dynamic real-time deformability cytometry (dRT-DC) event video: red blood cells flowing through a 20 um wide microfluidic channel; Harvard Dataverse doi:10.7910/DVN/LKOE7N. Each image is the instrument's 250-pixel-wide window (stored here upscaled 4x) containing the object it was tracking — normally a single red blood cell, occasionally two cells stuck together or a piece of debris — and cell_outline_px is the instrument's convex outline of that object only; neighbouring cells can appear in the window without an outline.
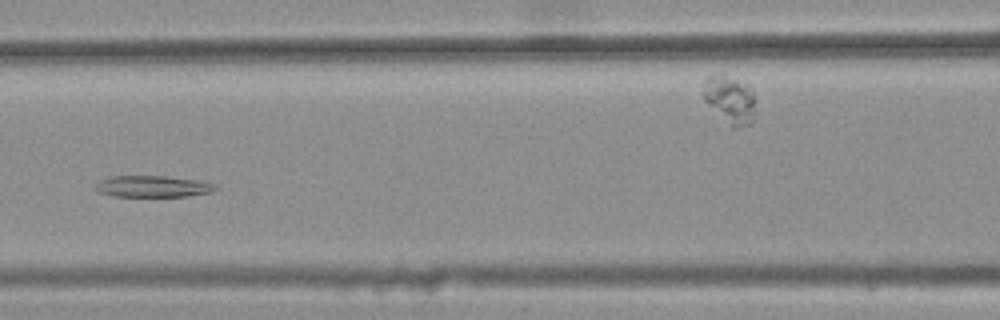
{"species": "common noctule bat (a hibernating species)", "species_latin": "Nyctalus noctula", "temperature_condition": "warm", "stored_images_in_passage": 41, "segment_of_instrument_passage": [2, 2], "camera_frame_rate_fps": 3000, "um_per_image_px": 0.085, "animal": {"sex": "female", "body_mass_g": 25.1}, "frame": {"image": 1, "passage_image": 20, "time_ms": 6.333, "image_size_px": [1000, 320], "cell_outline_px": [[220, 188], [212, 192], [188, 196], [112, 196], [100, 192], [96, 188], [96, 184], [100, 180], [112, 176], [164, 176], [200, 180], [216, 184]], "centroid_in_image_um": [13.06, 15.84], "position_along_channel_um": 153.5, "area_um2": 15.03}}
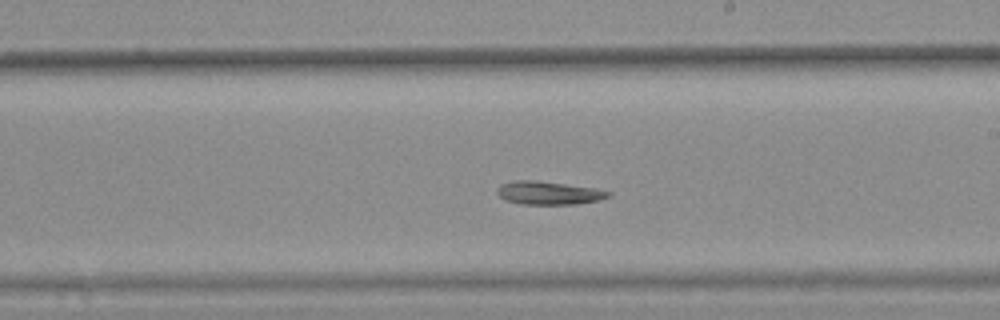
{"frame": {"image": 2, "passage_image": 27, "time_ms": 8.667, "image_size_px": [1000, 320], "cell_outline_px": [[612, 196], [596, 200], [576, 204], [520, 204], [504, 200], [496, 192], [496, 188], [500, 184], [512, 180], [536, 180], [596, 188], [612, 192]], "centroid_in_image_um": [46.6, 16.39], "position_along_channel_um": 242.4, "area_um2": 15.2}}
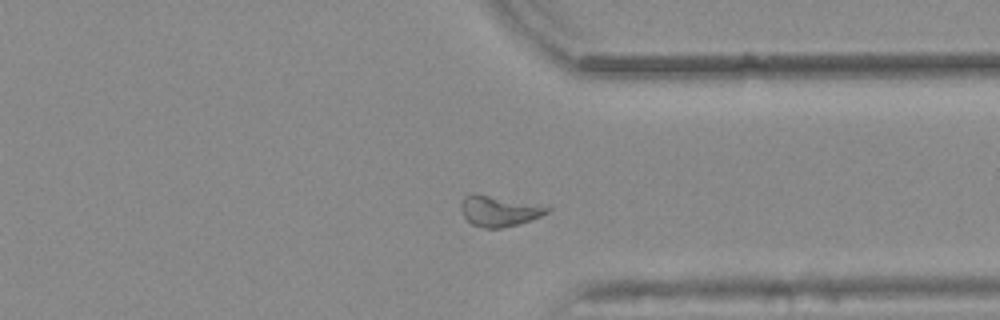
{"frame": {"image": 3, "passage_image": 37, "time_ms": 12.0, "image_size_px": [1000, 320], "cell_outline_px": [[552, 208], [548, 212], [540, 216], [516, 224], [500, 228], [484, 228], [472, 224], [464, 216], [460, 208], [460, 204], [464, 196], [472, 192], [552, 204]], "centroid_in_image_um": [42.5, 17.87], "position_along_channel_um": 368.9, "area_um2": 16.07}}